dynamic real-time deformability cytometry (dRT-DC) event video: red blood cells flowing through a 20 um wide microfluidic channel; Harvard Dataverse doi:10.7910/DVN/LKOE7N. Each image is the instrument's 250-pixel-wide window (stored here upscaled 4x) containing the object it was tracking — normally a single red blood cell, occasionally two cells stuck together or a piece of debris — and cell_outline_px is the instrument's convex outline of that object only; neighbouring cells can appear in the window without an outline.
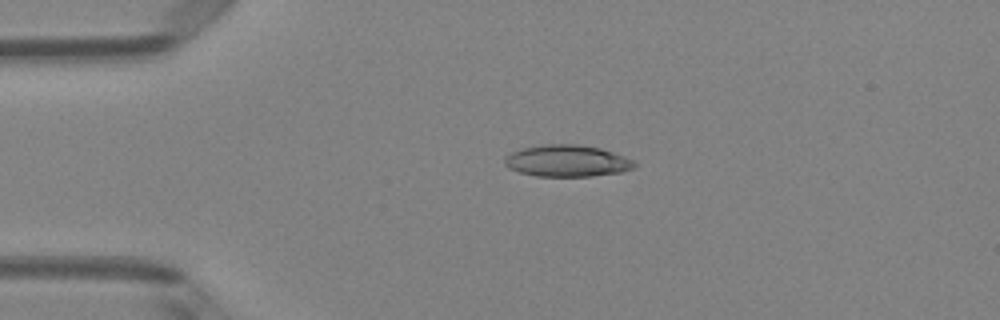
{"species": "Egyptian fruit bat (a non-hibernating species)", "species_latin": "Rousettus aegyptiacus", "temperature_condition": "room temperature", "stored_images_in_passage": 50, "camera_frame_rate_fps": 3000, "um_per_image_px": 0.085, "animal": {"sex": "female"}, "frame": {"image": 1, "passage_image": 11, "time_ms": 3.333, "image_size_px": [1000, 320], "cell_outline_px": [[636, 164], [632, 168], [620, 172], [592, 176], [536, 176], [520, 172], [508, 168], [504, 164], [504, 156], [512, 152], [524, 148], [544, 144], [580, 144], [600, 148], [636, 160]], "centroid_in_image_um": [48.19, 13.67], "position_along_channel_um": 36.8, "area_um2": 23.99}}
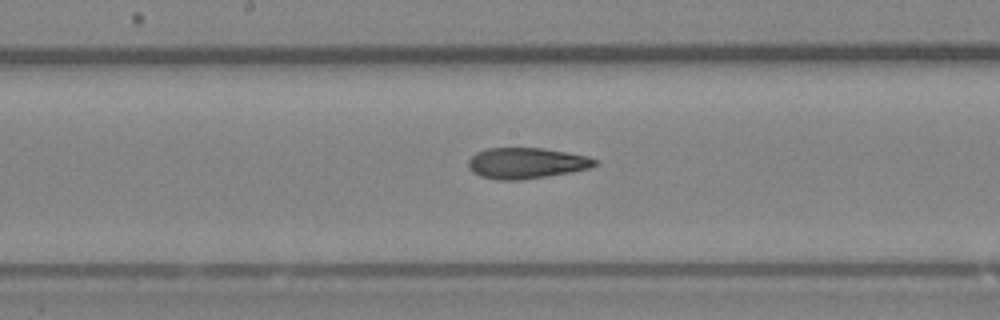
{"frame": {"image": 2, "passage_image": 26, "time_ms": 8.333, "image_size_px": [1000, 320], "cell_outline_px": [[596, 164], [588, 168], [568, 172], [520, 180], [496, 180], [480, 176], [472, 172], [468, 168], [468, 160], [476, 152], [488, 148], [544, 148], [588, 156], [596, 160]], "centroid_in_image_um": [44.67, 13.86], "position_along_channel_um": 203.5, "area_um2": 22.6}}
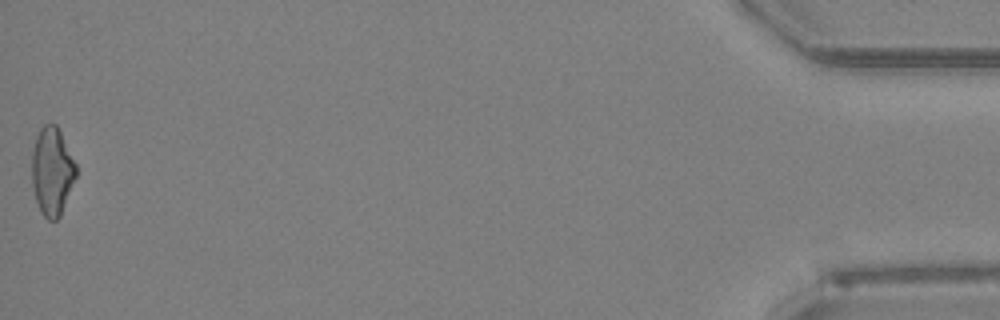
{"frame": {"image": 3, "passage_image": 50, "time_ms": 16.333, "image_size_px": [1000, 320], "cell_outline_px": [[76, 176], [60, 216], [56, 220], [48, 220], [40, 212], [36, 200], [32, 184], [32, 152], [36, 136], [40, 128], [44, 124], [56, 124], [76, 164]], "centroid_in_image_um": [4.41, 14.57], "position_along_channel_um": 430.8, "area_um2": 22.48}, "authors_computed_cell_mechanics": {"area_um2": 23.0911, "velocity_mm_per_s": 4.0397, "shape_relaxation_time_tau1_ms": null, "shape_relaxation_time_tau2_ms": 3.861, "deformation_change_tau1": null, "deformation_change_tau2": 0.1235}}